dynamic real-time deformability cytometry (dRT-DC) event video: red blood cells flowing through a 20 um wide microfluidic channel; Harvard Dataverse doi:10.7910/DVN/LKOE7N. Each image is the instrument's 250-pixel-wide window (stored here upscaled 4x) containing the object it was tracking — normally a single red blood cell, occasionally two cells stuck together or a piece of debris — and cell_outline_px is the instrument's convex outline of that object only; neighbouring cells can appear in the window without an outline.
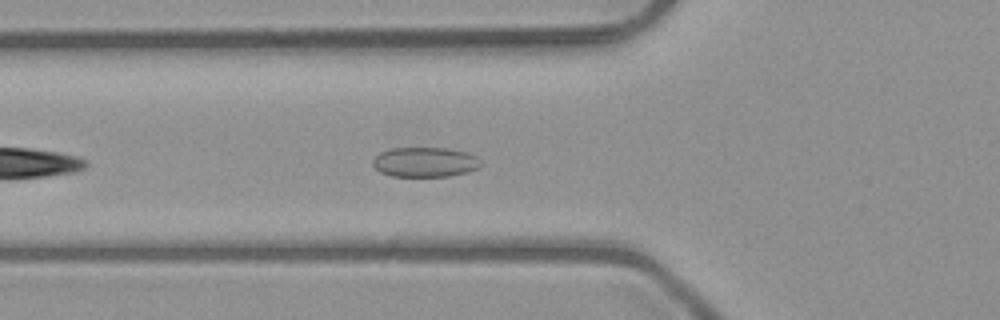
{"species": "common noctule bat (a hibernating species)", "species_latin": "Nyctalus noctula", "temperature_condition": "room temperature", "stored_images_in_passage": 29, "camera_frame_rate_fps": 3000, "um_per_image_px": 0.085, "animal": {"sex": "male", "body_mass_g": 23.1, "forearm_length_mm": 52.7}, "frame": {"image": 1, "passage_image": 6, "time_ms": 1.667, "image_size_px": [1000, 320], "cell_outline_px": [[480, 164], [476, 168], [464, 172], [448, 176], [392, 176], [380, 172], [372, 164], [372, 160], [380, 152], [392, 148], [444, 148], [468, 152], [476, 156], [480, 160]], "centroid_in_image_um": [36.08, 13.77], "position_along_channel_um": 89.7, "area_um2": 18.55}}
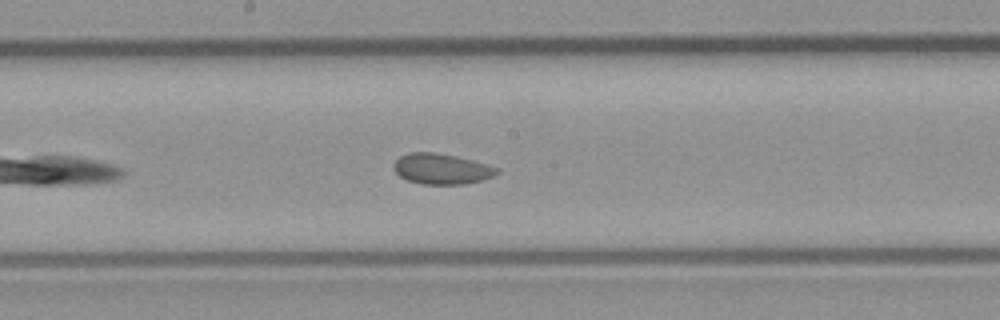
{"frame": {"image": 2, "passage_image": 15, "time_ms": 4.667, "image_size_px": [1000, 320], "cell_outline_px": [[500, 172], [484, 180], [464, 184], [420, 184], [408, 180], [400, 176], [392, 168], [392, 164], [400, 156], [408, 152], [432, 152], [456, 156], [488, 164], [496, 168]], "centroid_in_image_um": [37.51, 14.35], "position_along_channel_um": 210.7, "area_um2": 18.44}}
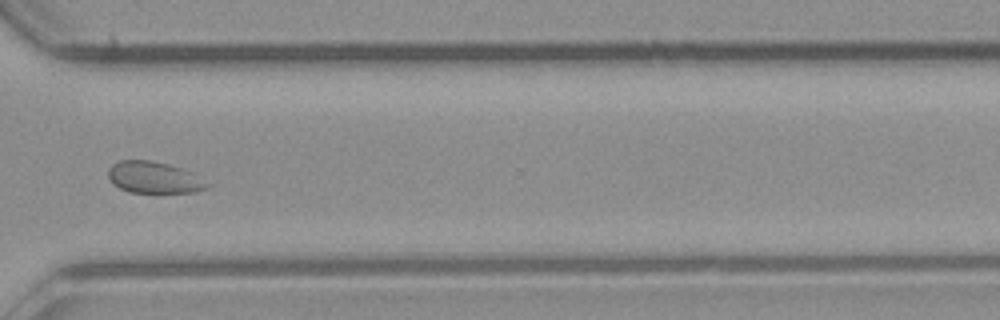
{"frame": {"image": 3, "passage_image": 26, "time_ms": 8.333, "image_size_px": [1000, 320], "cell_outline_px": [[212, 184], [208, 188], [196, 192], [128, 192], [120, 188], [108, 176], [108, 168], [112, 164], [120, 160], [152, 160], [168, 164], [192, 172]], "centroid_in_image_um": [13.13, 15.08], "position_along_channel_um": 357.5, "area_um2": 18.21}, "authors_computed_cell_mechanics": {"area_um2": 18.6694, "velocity_mm_per_s": 4.0033, "shape_relaxation_time_tau1_ms": null, "shape_relaxation_time_tau2_ms": 1.0435, "deformation_change_tau1": null, "deformation_change_tau2": 0.0468}}